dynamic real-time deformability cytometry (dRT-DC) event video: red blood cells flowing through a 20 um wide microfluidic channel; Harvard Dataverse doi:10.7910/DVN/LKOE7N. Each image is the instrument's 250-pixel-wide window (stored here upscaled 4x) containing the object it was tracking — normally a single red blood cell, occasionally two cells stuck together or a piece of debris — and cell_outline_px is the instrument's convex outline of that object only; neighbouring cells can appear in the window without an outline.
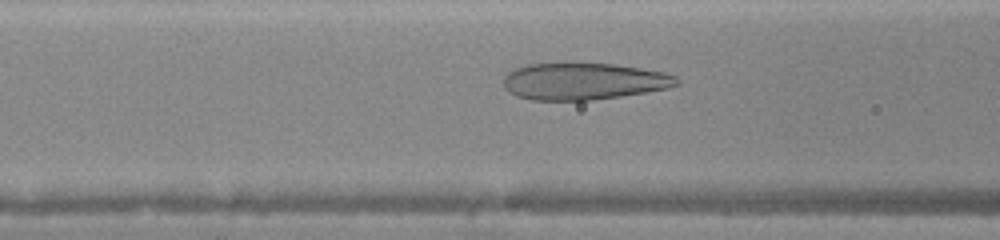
{"species": "human", "species_latin": "Homo sapiens", "temperature_condition": "warm", "stored_images_in_passage": 35, "camera_frame_rate_fps": 3000, "um_per_image_px": 0.085, "donor": {"sex": "female"}, "frame": {"image": 1, "passage_image": 12, "time_ms": 3.667, "image_size_px": [1000, 240], "cell_outline_px": [[680, 84], [668, 88], [620, 96], [592, 100], [532, 100], [516, 96], [508, 92], [504, 88], [504, 76], [508, 72], [516, 68], [528, 64], [616, 64], [664, 72], [676, 76], [680, 80]], "centroid_in_image_um": [49.61, 6.92], "position_along_channel_um": 117.0, "area_um2": 37.05}}
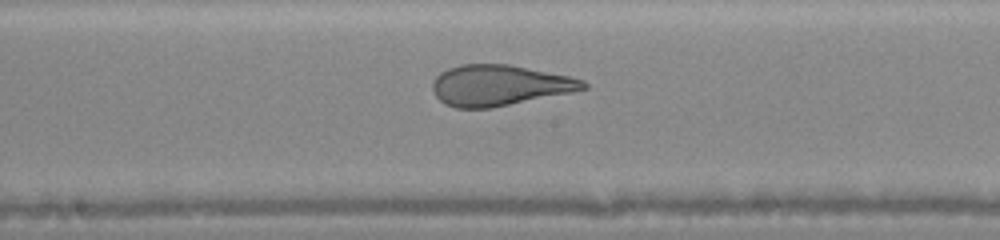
{"frame": {"image": 2, "passage_image": 18, "time_ms": 5.667, "image_size_px": [1000, 240], "cell_outline_px": [[588, 88], [572, 92], [492, 108], [456, 108], [444, 104], [436, 96], [432, 88], [432, 80], [440, 72], [448, 68], [460, 64], [508, 64], [568, 76], [584, 80], [588, 84]], "centroid_in_image_um": [42.42, 7.25], "position_along_channel_um": 205.8, "area_um2": 35.84}}
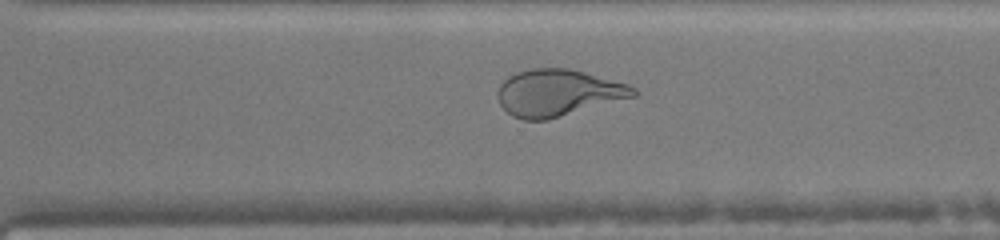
{"frame": {"image": 3, "passage_image": 26, "time_ms": 8.333, "image_size_px": [1000, 240], "cell_outline_px": [[636, 96], [548, 120], [524, 120], [512, 116], [500, 104], [496, 96], [496, 92], [500, 84], [508, 76], [516, 72], [532, 68], [568, 68], [584, 72], [628, 84], [636, 88]], "centroid_in_image_um": [47.4, 7.89], "position_along_channel_um": 323.2, "area_um2": 37.05}}